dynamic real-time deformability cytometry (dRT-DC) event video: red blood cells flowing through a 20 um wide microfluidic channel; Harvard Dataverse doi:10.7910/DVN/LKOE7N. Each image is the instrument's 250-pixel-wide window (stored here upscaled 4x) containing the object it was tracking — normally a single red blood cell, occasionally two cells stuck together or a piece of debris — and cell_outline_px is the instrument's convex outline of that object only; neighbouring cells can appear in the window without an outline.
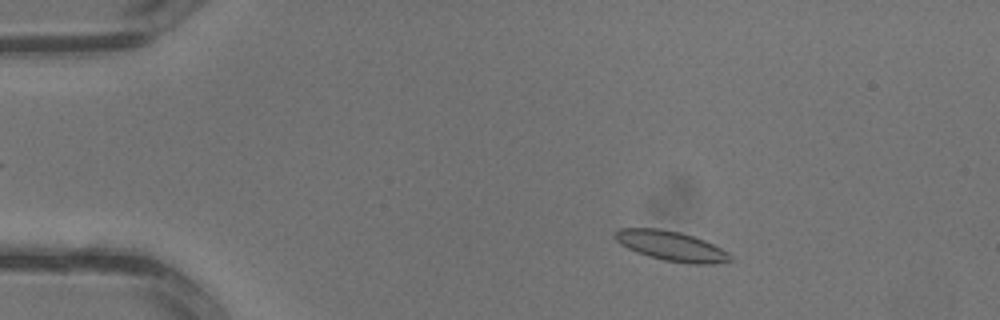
{"species": "common noctule bat (a hibernating species)", "species_latin": "Nyctalus noctula", "temperature_condition": "warm", "stored_images_in_passage": 2, "camera_frame_rate_fps": 3000, "um_per_image_px": 0.085, "animal": {"sex": "male", "body_mass_g": 13.3}, "frame": {"image": 1, "passage_image": 1, "time_ms": 0.0, "image_size_px": [1000, 320], "cell_outline_px": [[732, 260], [716, 264], [692, 264], [664, 260], [648, 256], [636, 252], [620, 244], [612, 236], [620, 228], [660, 228], [680, 232], [704, 240], [728, 252], [732, 256]], "centroid_in_image_um": [57.05, 20.91], "position_along_channel_um": 28.0, "area_um2": 20.0}}